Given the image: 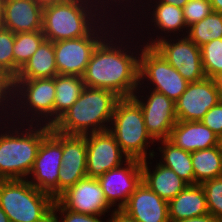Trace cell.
<instances>
[{
	"label": "cell",
	"mask_w": 222,
	"mask_h": 222,
	"mask_svg": "<svg viewBox=\"0 0 222 222\" xmlns=\"http://www.w3.org/2000/svg\"><path fill=\"white\" fill-rule=\"evenodd\" d=\"M111 36L105 37L94 49L82 76L83 82L85 87L110 90L120 98L132 97L142 85L139 79L140 57L122 45L116 46Z\"/></svg>",
	"instance_id": "obj_1"
},
{
	"label": "cell",
	"mask_w": 222,
	"mask_h": 222,
	"mask_svg": "<svg viewBox=\"0 0 222 222\" xmlns=\"http://www.w3.org/2000/svg\"><path fill=\"white\" fill-rule=\"evenodd\" d=\"M119 99L120 97L110 90L85 87L78 100L53 124L52 128L66 135L107 131L109 129L107 124L112 120Z\"/></svg>",
	"instance_id": "obj_2"
},
{
	"label": "cell",
	"mask_w": 222,
	"mask_h": 222,
	"mask_svg": "<svg viewBox=\"0 0 222 222\" xmlns=\"http://www.w3.org/2000/svg\"><path fill=\"white\" fill-rule=\"evenodd\" d=\"M30 124L32 125L21 131V134L17 128L15 131L11 130L14 133L10 130L6 133L1 132L0 180L27 179L26 176H29L41 142L51 129V126L45 124L42 127L41 122L40 126L38 124L34 128L33 121ZM37 127L40 129H36Z\"/></svg>",
	"instance_id": "obj_3"
},
{
	"label": "cell",
	"mask_w": 222,
	"mask_h": 222,
	"mask_svg": "<svg viewBox=\"0 0 222 222\" xmlns=\"http://www.w3.org/2000/svg\"><path fill=\"white\" fill-rule=\"evenodd\" d=\"M93 3L94 0H64L44 7L42 32L45 39L57 42L87 36L101 20V17L98 20L96 18L98 10ZM93 8L96 12L92 11Z\"/></svg>",
	"instance_id": "obj_4"
},
{
	"label": "cell",
	"mask_w": 222,
	"mask_h": 222,
	"mask_svg": "<svg viewBox=\"0 0 222 222\" xmlns=\"http://www.w3.org/2000/svg\"><path fill=\"white\" fill-rule=\"evenodd\" d=\"M55 199L27 179L0 180V207L10 222H52Z\"/></svg>",
	"instance_id": "obj_5"
},
{
	"label": "cell",
	"mask_w": 222,
	"mask_h": 222,
	"mask_svg": "<svg viewBox=\"0 0 222 222\" xmlns=\"http://www.w3.org/2000/svg\"><path fill=\"white\" fill-rule=\"evenodd\" d=\"M110 125L113 127L109 126L108 131L128 159L143 161L148 158L146 150L149 143L155 141L146 130L140 105L132 97L117 101Z\"/></svg>",
	"instance_id": "obj_6"
},
{
	"label": "cell",
	"mask_w": 222,
	"mask_h": 222,
	"mask_svg": "<svg viewBox=\"0 0 222 222\" xmlns=\"http://www.w3.org/2000/svg\"><path fill=\"white\" fill-rule=\"evenodd\" d=\"M139 79L150 80L154 91L163 93L176 102L189 84L181 74L152 46L141 49Z\"/></svg>",
	"instance_id": "obj_7"
},
{
	"label": "cell",
	"mask_w": 222,
	"mask_h": 222,
	"mask_svg": "<svg viewBox=\"0 0 222 222\" xmlns=\"http://www.w3.org/2000/svg\"><path fill=\"white\" fill-rule=\"evenodd\" d=\"M62 154V133L51 127L50 133L41 142L29 174L32 175V180L28 182L55 200L58 198V173L62 167Z\"/></svg>",
	"instance_id": "obj_8"
},
{
	"label": "cell",
	"mask_w": 222,
	"mask_h": 222,
	"mask_svg": "<svg viewBox=\"0 0 222 222\" xmlns=\"http://www.w3.org/2000/svg\"><path fill=\"white\" fill-rule=\"evenodd\" d=\"M12 95H13V100L15 97H17V99L15 98L17 105L16 104L14 105L11 102L10 104L13 105L11 106V108L14 106L16 107L20 106V107H17L19 109H17L16 112L18 110L20 111L21 109L25 107H28V108H25L23 112L27 114V112L25 111L26 109L28 111L31 110V113L33 112L31 116L32 118L31 120H29L30 122L35 117H38V119L42 120L43 122L44 119H41V118L44 117L45 118L44 122L46 121L45 125H48L51 127L53 126V104L55 101V77L54 78H41V79H14ZM18 101H19V104H18ZM36 114L37 116H35ZM40 116L41 118H39Z\"/></svg>",
	"instance_id": "obj_9"
},
{
	"label": "cell",
	"mask_w": 222,
	"mask_h": 222,
	"mask_svg": "<svg viewBox=\"0 0 222 222\" xmlns=\"http://www.w3.org/2000/svg\"><path fill=\"white\" fill-rule=\"evenodd\" d=\"M157 38L145 45L157 50L186 81L197 82L206 77L202 67L201 49L186 35L178 38L176 43L165 39V36Z\"/></svg>",
	"instance_id": "obj_10"
},
{
	"label": "cell",
	"mask_w": 222,
	"mask_h": 222,
	"mask_svg": "<svg viewBox=\"0 0 222 222\" xmlns=\"http://www.w3.org/2000/svg\"><path fill=\"white\" fill-rule=\"evenodd\" d=\"M95 27L87 36L53 42L58 75L83 76L94 49L108 35L104 26Z\"/></svg>",
	"instance_id": "obj_11"
},
{
	"label": "cell",
	"mask_w": 222,
	"mask_h": 222,
	"mask_svg": "<svg viewBox=\"0 0 222 222\" xmlns=\"http://www.w3.org/2000/svg\"><path fill=\"white\" fill-rule=\"evenodd\" d=\"M220 100L221 94L214 79L205 77L197 82H189L175 102L177 121H201Z\"/></svg>",
	"instance_id": "obj_12"
},
{
	"label": "cell",
	"mask_w": 222,
	"mask_h": 222,
	"mask_svg": "<svg viewBox=\"0 0 222 222\" xmlns=\"http://www.w3.org/2000/svg\"><path fill=\"white\" fill-rule=\"evenodd\" d=\"M86 146L87 177L98 178L128 159L108 130L86 134Z\"/></svg>",
	"instance_id": "obj_13"
},
{
	"label": "cell",
	"mask_w": 222,
	"mask_h": 222,
	"mask_svg": "<svg viewBox=\"0 0 222 222\" xmlns=\"http://www.w3.org/2000/svg\"><path fill=\"white\" fill-rule=\"evenodd\" d=\"M56 200L67 210L87 215L102 216L112 207L99 180L93 177L79 180Z\"/></svg>",
	"instance_id": "obj_14"
},
{
	"label": "cell",
	"mask_w": 222,
	"mask_h": 222,
	"mask_svg": "<svg viewBox=\"0 0 222 222\" xmlns=\"http://www.w3.org/2000/svg\"><path fill=\"white\" fill-rule=\"evenodd\" d=\"M132 98L140 105L148 134L155 141L168 139L177 123L175 102L163 93L152 90L144 100L135 93Z\"/></svg>",
	"instance_id": "obj_15"
},
{
	"label": "cell",
	"mask_w": 222,
	"mask_h": 222,
	"mask_svg": "<svg viewBox=\"0 0 222 222\" xmlns=\"http://www.w3.org/2000/svg\"><path fill=\"white\" fill-rule=\"evenodd\" d=\"M125 163V168L121 165L97 178L107 202L113 207L118 201L119 209L126 205L130 195L142 182L141 161L127 159Z\"/></svg>",
	"instance_id": "obj_16"
},
{
	"label": "cell",
	"mask_w": 222,
	"mask_h": 222,
	"mask_svg": "<svg viewBox=\"0 0 222 222\" xmlns=\"http://www.w3.org/2000/svg\"><path fill=\"white\" fill-rule=\"evenodd\" d=\"M62 167L58 177V197L79 180L87 177L86 135L62 134Z\"/></svg>",
	"instance_id": "obj_17"
},
{
	"label": "cell",
	"mask_w": 222,
	"mask_h": 222,
	"mask_svg": "<svg viewBox=\"0 0 222 222\" xmlns=\"http://www.w3.org/2000/svg\"><path fill=\"white\" fill-rule=\"evenodd\" d=\"M138 222H170L168 201L141 182L122 208Z\"/></svg>",
	"instance_id": "obj_18"
},
{
	"label": "cell",
	"mask_w": 222,
	"mask_h": 222,
	"mask_svg": "<svg viewBox=\"0 0 222 222\" xmlns=\"http://www.w3.org/2000/svg\"><path fill=\"white\" fill-rule=\"evenodd\" d=\"M43 7L35 0H5L3 27L13 33L42 30Z\"/></svg>",
	"instance_id": "obj_19"
},
{
	"label": "cell",
	"mask_w": 222,
	"mask_h": 222,
	"mask_svg": "<svg viewBox=\"0 0 222 222\" xmlns=\"http://www.w3.org/2000/svg\"><path fill=\"white\" fill-rule=\"evenodd\" d=\"M177 147L194 152L222 144V140L201 121H177L168 138Z\"/></svg>",
	"instance_id": "obj_20"
},
{
	"label": "cell",
	"mask_w": 222,
	"mask_h": 222,
	"mask_svg": "<svg viewBox=\"0 0 222 222\" xmlns=\"http://www.w3.org/2000/svg\"><path fill=\"white\" fill-rule=\"evenodd\" d=\"M147 159L141 161L142 182L154 191L160 198L170 201L175 198L189 184L180 178L173 170L156 164L155 170L150 172Z\"/></svg>",
	"instance_id": "obj_21"
},
{
	"label": "cell",
	"mask_w": 222,
	"mask_h": 222,
	"mask_svg": "<svg viewBox=\"0 0 222 222\" xmlns=\"http://www.w3.org/2000/svg\"><path fill=\"white\" fill-rule=\"evenodd\" d=\"M169 221L175 222L208 214L206 195L201 184L188 185L168 202Z\"/></svg>",
	"instance_id": "obj_22"
},
{
	"label": "cell",
	"mask_w": 222,
	"mask_h": 222,
	"mask_svg": "<svg viewBox=\"0 0 222 222\" xmlns=\"http://www.w3.org/2000/svg\"><path fill=\"white\" fill-rule=\"evenodd\" d=\"M58 75L52 41L44 40L15 79L54 78Z\"/></svg>",
	"instance_id": "obj_23"
},
{
	"label": "cell",
	"mask_w": 222,
	"mask_h": 222,
	"mask_svg": "<svg viewBox=\"0 0 222 222\" xmlns=\"http://www.w3.org/2000/svg\"><path fill=\"white\" fill-rule=\"evenodd\" d=\"M84 88L85 84L80 76H55L53 124L78 100Z\"/></svg>",
	"instance_id": "obj_24"
},
{
	"label": "cell",
	"mask_w": 222,
	"mask_h": 222,
	"mask_svg": "<svg viewBox=\"0 0 222 222\" xmlns=\"http://www.w3.org/2000/svg\"><path fill=\"white\" fill-rule=\"evenodd\" d=\"M195 185L222 177V144L204 150L191 152Z\"/></svg>",
	"instance_id": "obj_25"
},
{
	"label": "cell",
	"mask_w": 222,
	"mask_h": 222,
	"mask_svg": "<svg viewBox=\"0 0 222 222\" xmlns=\"http://www.w3.org/2000/svg\"><path fill=\"white\" fill-rule=\"evenodd\" d=\"M162 146L159 151L162 152L160 164L173 170L180 178L186 181L189 185H195L194 171L191 161V152L185 151L168 139L160 140Z\"/></svg>",
	"instance_id": "obj_26"
},
{
	"label": "cell",
	"mask_w": 222,
	"mask_h": 222,
	"mask_svg": "<svg viewBox=\"0 0 222 222\" xmlns=\"http://www.w3.org/2000/svg\"><path fill=\"white\" fill-rule=\"evenodd\" d=\"M44 40L45 36L42 30L15 34L13 46L14 79Z\"/></svg>",
	"instance_id": "obj_27"
},
{
	"label": "cell",
	"mask_w": 222,
	"mask_h": 222,
	"mask_svg": "<svg viewBox=\"0 0 222 222\" xmlns=\"http://www.w3.org/2000/svg\"><path fill=\"white\" fill-rule=\"evenodd\" d=\"M156 8H153V21L155 28L164 33L170 34L176 31L183 32V30L188 31V27L185 23L183 11L181 7L169 4V3H160L156 1ZM184 28V29H183ZM182 29V30H181Z\"/></svg>",
	"instance_id": "obj_28"
},
{
	"label": "cell",
	"mask_w": 222,
	"mask_h": 222,
	"mask_svg": "<svg viewBox=\"0 0 222 222\" xmlns=\"http://www.w3.org/2000/svg\"><path fill=\"white\" fill-rule=\"evenodd\" d=\"M187 37L198 47L222 38V14L212 12L204 19L188 27Z\"/></svg>",
	"instance_id": "obj_29"
},
{
	"label": "cell",
	"mask_w": 222,
	"mask_h": 222,
	"mask_svg": "<svg viewBox=\"0 0 222 222\" xmlns=\"http://www.w3.org/2000/svg\"><path fill=\"white\" fill-rule=\"evenodd\" d=\"M200 49L204 74L213 79L222 72V38L214 39Z\"/></svg>",
	"instance_id": "obj_30"
},
{
	"label": "cell",
	"mask_w": 222,
	"mask_h": 222,
	"mask_svg": "<svg viewBox=\"0 0 222 222\" xmlns=\"http://www.w3.org/2000/svg\"><path fill=\"white\" fill-rule=\"evenodd\" d=\"M15 33L4 27L0 28V73L14 80V46Z\"/></svg>",
	"instance_id": "obj_31"
},
{
	"label": "cell",
	"mask_w": 222,
	"mask_h": 222,
	"mask_svg": "<svg viewBox=\"0 0 222 222\" xmlns=\"http://www.w3.org/2000/svg\"><path fill=\"white\" fill-rule=\"evenodd\" d=\"M206 195L208 212L222 222V177L201 183Z\"/></svg>",
	"instance_id": "obj_32"
},
{
	"label": "cell",
	"mask_w": 222,
	"mask_h": 222,
	"mask_svg": "<svg viewBox=\"0 0 222 222\" xmlns=\"http://www.w3.org/2000/svg\"><path fill=\"white\" fill-rule=\"evenodd\" d=\"M187 27L201 21L213 12L210 0H189L182 8Z\"/></svg>",
	"instance_id": "obj_33"
},
{
	"label": "cell",
	"mask_w": 222,
	"mask_h": 222,
	"mask_svg": "<svg viewBox=\"0 0 222 222\" xmlns=\"http://www.w3.org/2000/svg\"><path fill=\"white\" fill-rule=\"evenodd\" d=\"M58 211L59 214L61 213L62 215L61 221L60 218H58V216L56 215ZM100 217L101 216L87 215L67 210L57 200L54 201L52 208V222H104L100 220ZM107 222H110V220Z\"/></svg>",
	"instance_id": "obj_34"
},
{
	"label": "cell",
	"mask_w": 222,
	"mask_h": 222,
	"mask_svg": "<svg viewBox=\"0 0 222 222\" xmlns=\"http://www.w3.org/2000/svg\"><path fill=\"white\" fill-rule=\"evenodd\" d=\"M201 122L209 127L222 140V101L220 100L214 107L204 115Z\"/></svg>",
	"instance_id": "obj_35"
},
{
	"label": "cell",
	"mask_w": 222,
	"mask_h": 222,
	"mask_svg": "<svg viewBox=\"0 0 222 222\" xmlns=\"http://www.w3.org/2000/svg\"><path fill=\"white\" fill-rule=\"evenodd\" d=\"M12 94H13V80H11L7 75H0V106L2 107V109L0 110L4 111L5 109L6 111V109H8L7 107L10 108V105L8 103H10L11 101L13 102ZM4 105L7 107L5 108Z\"/></svg>",
	"instance_id": "obj_36"
},
{
	"label": "cell",
	"mask_w": 222,
	"mask_h": 222,
	"mask_svg": "<svg viewBox=\"0 0 222 222\" xmlns=\"http://www.w3.org/2000/svg\"><path fill=\"white\" fill-rule=\"evenodd\" d=\"M109 219L110 222H138L134 217L130 216L122 208H114Z\"/></svg>",
	"instance_id": "obj_37"
},
{
	"label": "cell",
	"mask_w": 222,
	"mask_h": 222,
	"mask_svg": "<svg viewBox=\"0 0 222 222\" xmlns=\"http://www.w3.org/2000/svg\"><path fill=\"white\" fill-rule=\"evenodd\" d=\"M175 222H221V221L219 219L215 218L210 213H208V214H204L201 216L187 218V219L175 221Z\"/></svg>",
	"instance_id": "obj_38"
},
{
	"label": "cell",
	"mask_w": 222,
	"mask_h": 222,
	"mask_svg": "<svg viewBox=\"0 0 222 222\" xmlns=\"http://www.w3.org/2000/svg\"><path fill=\"white\" fill-rule=\"evenodd\" d=\"M188 1L189 0H159L158 2L169 3V4L183 8Z\"/></svg>",
	"instance_id": "obj_39"
},
{
	"label": "cell",
	"mask_w": 222,
	"mask_h": 222,
	"mask_svg": "<svg viewBox=\"0 0 222 222\" xmlns=\"http://www.w3.org/2000/svg\"><path fill=\"white\" fill-rule=\"evenodd\" d=\"M62 1L64 0H35V2L43 8L49 5H54L55 3H60Z\"/></svg>",
	"instance_id": "obj_40"
},
{
	"label": "cell",
	"mask_w": 222,
	"mask_h": 222,
	"mask_svg": "<svg viewBox=\"0 0 222 222\" xmlns=\"http://www.w3.org/2000/svg\"><path fill=\"white\" fill-rule=\"evenodd\" d=\"M213 11L222 14V0H210Z\"/></svg>",
	"instance_id": "obj_41"
},
{
	"label": "cell",
	"mask_w": 222,
	"mask_h": 222,
	"mask_svg": "<svg viewBox=\"0 0 222 222\" xmlns=\"http://www.w3.org/2000/svg\"><path fill=\"white\" fill-rule=\"evenodd\" d=\"M213 79H214V81L216 83V86H217L220 94H222V72L217 74Z\"/></svg>",
	"instance_id": "obj_42"
},
{
	"label": "cell",
	"mask_w": 222,
	"mask_h": 222,
	"mask_svg": "<svg viewBox=\"0 0 222 222\" xmlns=\"http://www.w3.org/2000/svg\"><path fill=\"white\" fill-rule=\"evenodd\" d=\"M5 0H0V28L3 27V9Z\"/></svg>",
	"instance_id": "obj_43"
},
{
	"label": "cell",
	"mask_w": 222,
	"mask_h": 222,
	"mask_svg": "<svg viewBox=\"0 0 222 222\" xmlns=\"http://www.w3.org/2000/svg\"><path fill=\"white\" fill-rule=\"evenodd\" d=\"M0 222H10L8 216L1 207H0Z\"/></svg>",
	"instance_id": "obj_44"
},
{
	"label": "cell",
	"mask_w": 222,
	"mask_h": 222,
	"mask_svg": "<svg viewBox=\"0 0 222 222\" xmlns=\"http://www.w3.org/2000/svg\"><path fill=\"white\" fill-rule=\"evenodd\" d=\"M96 1H97V0H96ZM96 1H95V4H97V5H96L97 10H100V8H102V9H103L102 4H104V3H105V2H104V0H102V1H100V2H99V0H98V2H97V3H96ZM110 1H113V0H110ZM116 1H117V0H114L115 4L117 3ZM118 1H119V3H120V0H118ZM121 1H123V2H124V0H121ZM125 1H127V0H125ZM128 1H129V0H128ZM101 2H103V3L101 4ZM107 2H109V0H108ZM99 3L101 4V7H99V9H98V7H97V6H98V4H99Z\"/></svg>",
	"instance_id": "obj_45"
}]
</instances>
